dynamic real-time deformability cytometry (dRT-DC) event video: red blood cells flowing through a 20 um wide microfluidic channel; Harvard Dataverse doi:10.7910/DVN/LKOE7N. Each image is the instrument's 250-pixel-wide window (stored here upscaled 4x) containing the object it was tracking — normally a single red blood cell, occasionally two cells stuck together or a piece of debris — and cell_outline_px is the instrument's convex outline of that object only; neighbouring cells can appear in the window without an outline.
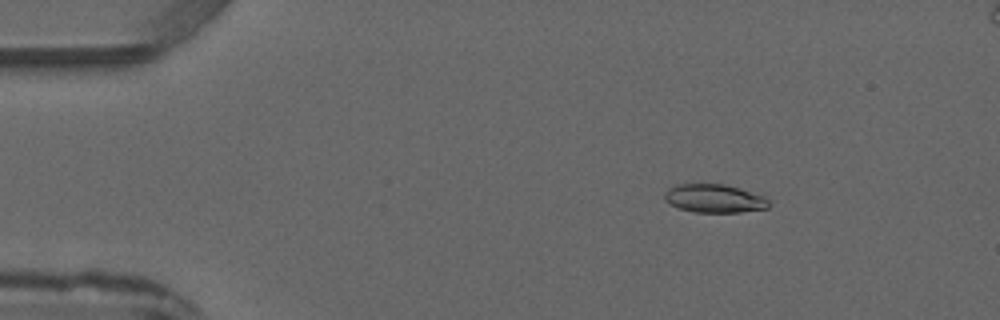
{"species": "common noctule bat (a hibernating species)", "species_latin": "Nyctalus noctula", "temperature_condition": "warm", "stored_images_in_passage": 4, "camera_frame_rate_fps": 3000, "um_per_image_px": 0.085, "animal": {"sex": "male", "forearm_length_mm": 52.5}, "frame": {"image": 1, "passage_image": 2, "time_ms": 1.0, "image_size_px": [1000, 320], "cell_outline_px": [[768, 208], [740, 212], [696, 212], [680, 208], [664, 200], [664, 192], [668, 188], [676, 184], [724, 184], [740, 188], [764, 196], [768, 200]], "centroid_in_image_um": [60.7, 16.86], "position_along_channel_um": 24.3, "area_um2": 17.17}}
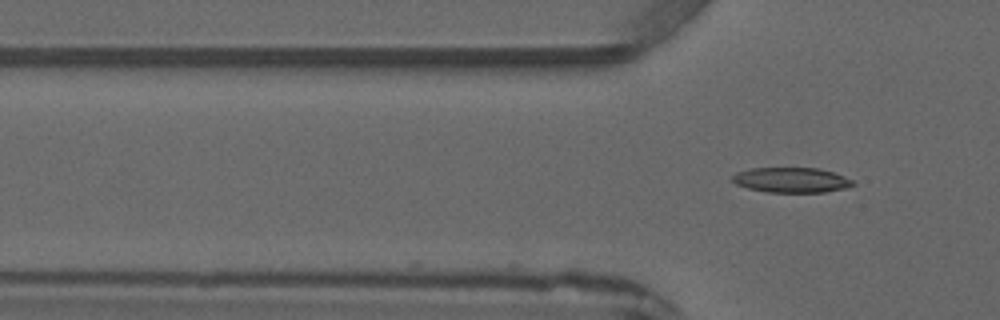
{"frame": {"image": 2, "passage_image": 4, "time_ms": 3.333, "image_size_px": [1000, 320], "cell_outline_px": [[856, 184], [844, 188], [824, 192], [768, 192], [748, 188], [736, 184], [732, 180], [732, 176], [736, 172], [752, 168], [820, 168], [844, 176], [852, 180]], "centroid_in_image_um": [67.26, 15.3], "position_along_channel_um": 58.5, "area_um2": 17.51}}